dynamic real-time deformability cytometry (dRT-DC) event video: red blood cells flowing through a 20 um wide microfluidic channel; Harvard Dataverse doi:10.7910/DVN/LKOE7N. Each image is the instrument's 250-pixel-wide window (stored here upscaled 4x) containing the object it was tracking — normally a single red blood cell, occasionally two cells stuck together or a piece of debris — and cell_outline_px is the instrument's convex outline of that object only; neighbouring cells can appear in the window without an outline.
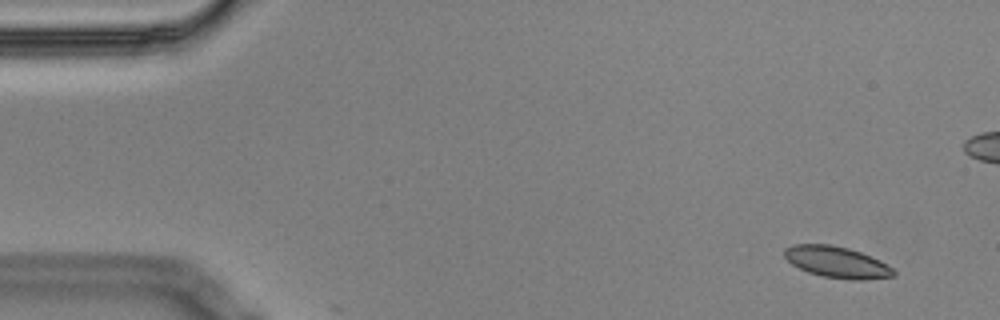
{"species": "Egyptian fruit bat (a non-hibernating species)", "species_latin": "Rousettus aegyptiacus", "temperature_condition": "cold", "stored_images_in_passage": 5, "camera_frame_rate_fps": 3000, "um_per_image_px": 0.085, "animal": {"sex": "male"}, "frame": {"image": 1, "passage_image": 1, "time_ms": 0.0, "image_size_px": [1000, 320], "cell_outline_px": [[896, 276], [864, 280], [852, 280], [824, 276], [808, 272], [792, 264], [784, 256], [784, 248], [792, 244], [828, 244], [848, 248], [860, 252], [880, 260], [892, 268], [896, 272]], "centroid_in_image_um": [71.14, 22.28], "position_along_channel_um": 13.9, "area_um2": 19.88}}